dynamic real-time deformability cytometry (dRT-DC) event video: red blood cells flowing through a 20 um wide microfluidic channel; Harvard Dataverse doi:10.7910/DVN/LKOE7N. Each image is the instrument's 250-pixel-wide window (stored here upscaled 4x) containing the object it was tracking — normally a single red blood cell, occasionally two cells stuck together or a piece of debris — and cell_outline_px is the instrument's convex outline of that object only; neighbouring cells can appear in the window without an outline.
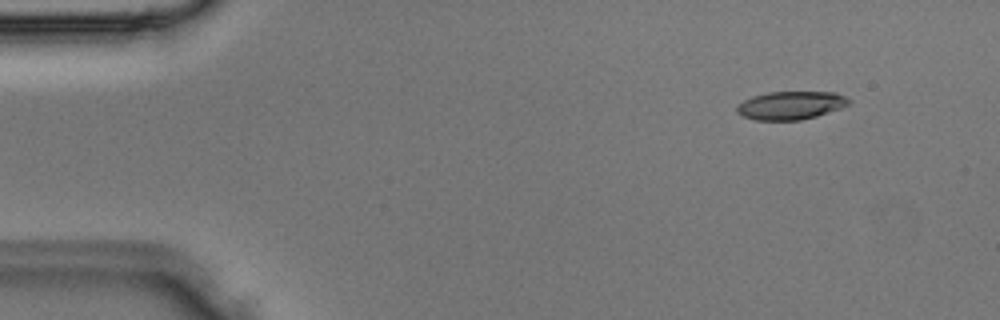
{"species": "Egyptian fruit bat (a non-hibernating species)", "species_latin": "Rousettus aegyptiacus", "temperature_condition": "room temperature", "stored_images_in_passage": 2, "camera_frame_rate_fps": 3000, "um_per_image_px": 0.085, "animal": {"sex": "male"}, "frame": {"image": 1, "passage_image": 1, "time_ms": 0.0, "image_size_px": [1000, 320], "cell_outline_px": [[852, 100], [848, 104], [840, 108], [816, 116], [800, 120], [752, 120], [736, 112], [736, 108], [744, 100], [752, 96], [768, 92], [836, 92]], "centroid_in_image_um": [67.21, 8.95], "position_along_channel_um": 17.8, "area_um2": 18.32}}